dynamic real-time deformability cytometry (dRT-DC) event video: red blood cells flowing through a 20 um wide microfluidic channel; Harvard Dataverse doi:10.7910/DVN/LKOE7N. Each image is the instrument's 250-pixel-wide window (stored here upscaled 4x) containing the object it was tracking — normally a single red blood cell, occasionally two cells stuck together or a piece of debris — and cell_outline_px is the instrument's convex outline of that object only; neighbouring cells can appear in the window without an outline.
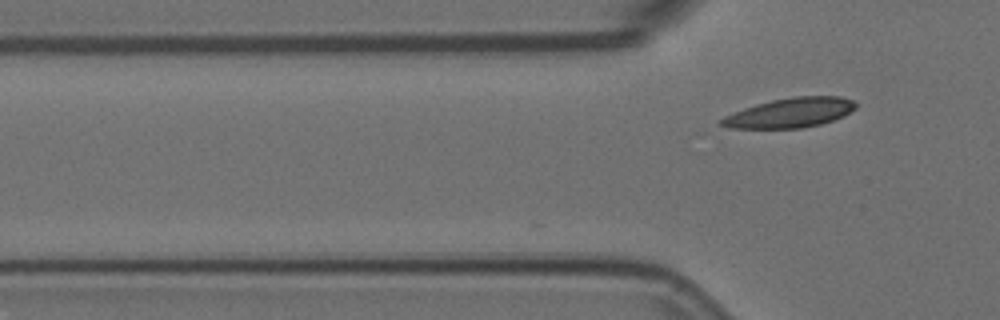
{"species": "Egyptian fruit bat (a non-hibernating species)", "species_latin": "Rousettus aegyptiacus", "temperature_condition": "room temperature", "stored_images_in_passage": 2, "camera_frame_rate_fps": 3000, "um_per_image_px": 0.085, "animal": {"sex": "female"}, "frame": {"image": 1, "passage_image": 2, "time_ms": 0.333, "image_size_px": [1000, 320], "cell_outline_px": [[860, 104], [856, 108], [844, 116], [820, 124], [800, 128], [728, 128], [716, 124], [716, 120], [724, 116], [744, 108], [756, 104], [772, 100], [792, 96], [840, 96], [852, 100]], "centroid_in_image_um": [67.13, 9.58], "position_along_channel_um": 58.7, "area_um2": 23.47}}